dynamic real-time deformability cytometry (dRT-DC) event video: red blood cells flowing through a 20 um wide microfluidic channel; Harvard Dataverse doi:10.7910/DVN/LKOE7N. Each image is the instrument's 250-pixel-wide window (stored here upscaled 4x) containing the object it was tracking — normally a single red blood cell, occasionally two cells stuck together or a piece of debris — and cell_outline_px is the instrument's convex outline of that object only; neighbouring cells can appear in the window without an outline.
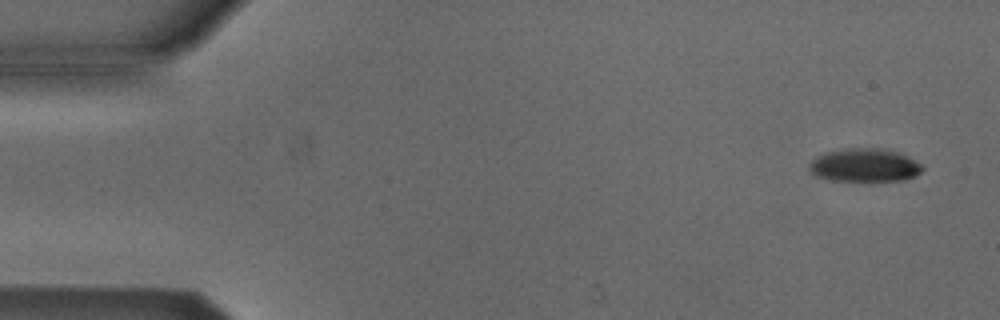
{"species": "Egyptian fruit bat (a non-hibernating species)", "species_latin": "Rousettus aegyptiacus", "temperature_condition": "cold", "stored_images_in_passage": 5, "camera_frame_rate_fps": 3000, "um_per_image_px": 0.085, "animal": {"sex": "male"}, "frame": {"image": 1, "passage_image": 1, "time_ms": 0.0, "image_size_px": [1000, 320], "cell_outline_px": [[924, 168], [916, 176], [900, 180], [872, 184], [828, 180], [816, 176], [808, 172], [808, 164], [816, 156], [824, 152], [848, 148], [884, 148], [900, 152], [908, 156], [920, 164]], "centroid_in_image_um": [73.46, 14.09], "position_along_channel_um": 11.5, "area_um2": 23.12}}